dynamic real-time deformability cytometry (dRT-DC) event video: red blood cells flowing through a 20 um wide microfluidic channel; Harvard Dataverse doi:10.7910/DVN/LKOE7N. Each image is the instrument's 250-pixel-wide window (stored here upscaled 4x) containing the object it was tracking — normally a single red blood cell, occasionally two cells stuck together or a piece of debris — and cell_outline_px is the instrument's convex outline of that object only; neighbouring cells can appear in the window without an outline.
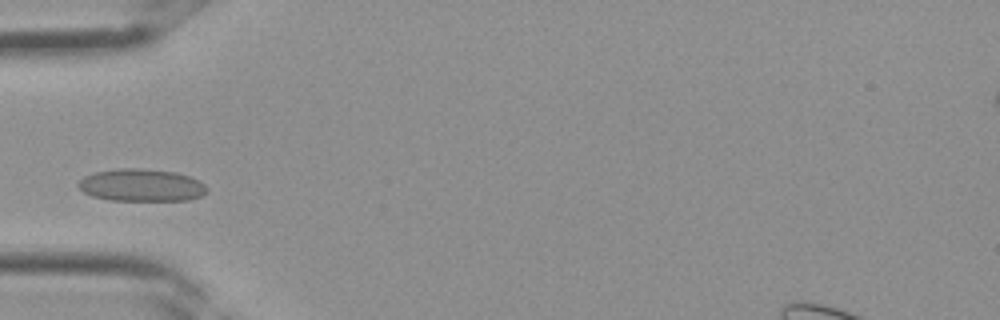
{"species": "Egyptian fruit bat (a non-hibernating species)", "species_latin": "Rousettus aegyptiacus", "temperature_condition": "room temperature", "stored_images_in_passage": 30, "camera_frame_rate_fps": 3000, "um_per_image_px": 0.085, "frame": {"image": 1, "passage_image": 6, "time_ms": 1.667, "image_size_px": [1000, 320], "cell_outline_px": [[208, 192], [200, 196], [188, 200], [108, 200], [92, 196], [84, 192], [76, 184], [84, 176], [92, 172], [120, 168], [140, 168], [176, 172], [200, 180], [208, 188]], "centroid_in_image_um": [12.02, 15.73], "position_along_channel_um": 73.0, "area_um2": 24.45}}
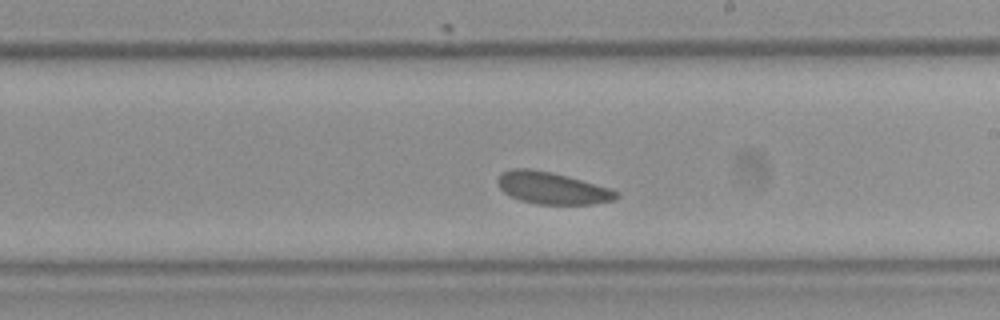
{"frame": {"image": 2, "passage_image": 15, "time_ms": 4.667, "image_size_px": [1000, 320], "cell_outline_px": [[620, 196], [612, 200], [592, 204], [536, 204], [520, 200], [504, 192], [500, 188], [496, 180], [500, 172], [512, 168], [532, 168], [552, 172], [568, 176], [612, 188], [620, 192]], "centroid_in_image_um": [46.93, 15.97], "position_along_channel_um": 242.1, "area_um2": 22.37}}
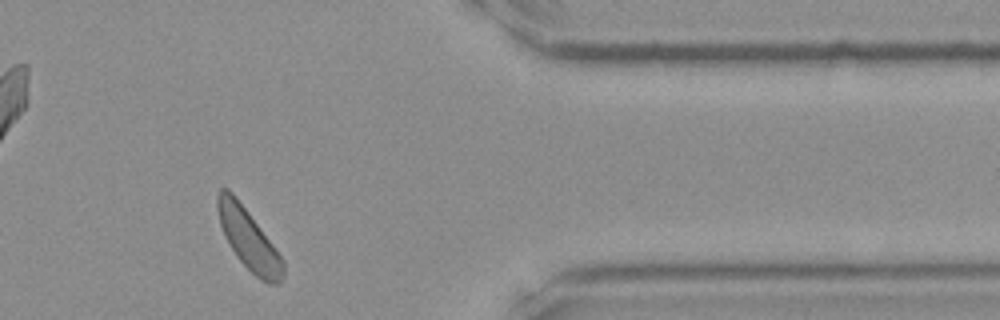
{"frame": {"image": 3, "passage_image": 24, "time_ms": 7.667, "image_size_px": [1000, 320], "cell_outline_px": [[284, 272], [280, 284], [268, 284], [260, 280], [236, 256], [228, 244], [220, 224], [216, 208], [216, 196], [220, 188], [228, 188], [236, 196], [284, 260]], "centroid_in_image_um": [21.11, 20.32], "position_along_channel_um": 390.3, "area_um2": 23.06}}